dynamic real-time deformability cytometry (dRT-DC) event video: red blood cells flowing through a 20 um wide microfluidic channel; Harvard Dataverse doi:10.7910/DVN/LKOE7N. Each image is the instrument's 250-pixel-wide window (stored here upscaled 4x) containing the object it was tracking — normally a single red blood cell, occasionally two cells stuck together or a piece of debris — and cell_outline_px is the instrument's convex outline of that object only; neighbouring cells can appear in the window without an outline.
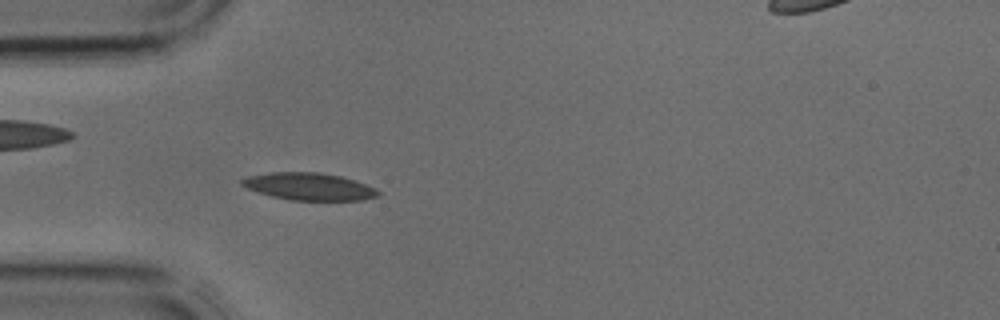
{"species": "common noctule bat (a hibernating species)", "species_latin": "Nyctalus noctula", "temperature_condition": "cold", "stored_images_in_passage": 4, "camera_frame_rate_fps": 3000, "um_per_image_px": 0.085, "animal": {"sex": "male", "body_mass_g": 17.9, "forearm_length_mm": 54.2}, "frame": {"image": 1, "passage_image": 4, "time_ms": 1.0, "image_size_px": [1000, 320], "cell_outline_px": [[380, 196], [364, 200], [288, 200], [256, 192], [240, 184], [240, 180], [248, 176], [272, 172], [320, 172], [340, 176], [376, 188], [380, 192]], "centroid_in_image_um": [26.26, 15.86], "position_along_channel_um": 58.7, "area_um2": 21.68}}